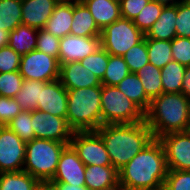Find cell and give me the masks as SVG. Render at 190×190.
Listing matches in <instances>:
<instances>
[{
	"label": "cell",
	"mask_w": 190,
	"mask_h": 190,
	"mask_svg": "<svg viewBox=\"0 0 190 190\" xmlns=\"http://www.w3.org/2000/svg\"><path fill=\"white\" fill-rule=\"evenodd\" d=\"M35 138L53 140L70 144L73 130L67 120L40 110H32V121Z\"/></svg>",
	"instance_id": "12"
},
{
	"label": "cell",
	"mask_w": 190,
	"mask_h": 190,
	"mask_svg": "<svg viewBox=\"0 0 190 190\" xmlns=\"http://www.w3.org/2000/svg\"><path fill=\"white\" fill-rule=\"evenodd\" d=\"M22 0H0V28L12 31L22 24Z\"/></svg>",
	"instance_id": "29"
},
{
	"label": "cell",
	"mask_w": 190,
	"mask_h": 190,
	"mask_svg": "<svg viewBox=\"0 0 190 190\" xmlns=\"http://www.w3.org/2000/svg\"><path fill=\"white\" fill-rule=\"evenodd\" d=\"M84 176L85 186L89 190H102L119 185V173L113 166H86Z\"/></svg>",
	"instance_id": "22"
},
{
	"label": "cell",
	"mask_w": 190,
	"mask_h": 190,
	"mask_svg": "<svg viewBox=\"0 0 190 190\" xmlns=\"http://www.w3.org/2000/svg\"><path fill=\"white\" fill-rule=\"evenodd\" d=\"M31 121L32 111H22L6 126L17 134L24 142H29L35 138Z\"/></svg>",
	"instance_id": "33"
},
{
	"label": "cell",
	"mask_w": 190,
	"mask_h": 190,
	"mask_svg": "<svg viewBox=\"0 0 190 190\" xmlns=\"http://www.w3.org/2000/svg\"><path fill=\"white\" fill-rule=\"evenodd\" d=\"M67 124L73 131H96L102 125L101 86L67 89Z\"/></svg>",
	"instance_id": "4"
},
{
	"label": "cell",
	"mask_w": 190,
	"mask_h": 190,
	"mask_svg": "<svg viewBox=\"0 0 190 190\" xmlns=\"http://www.w3.org/2000/svg\"><path fill=\"white\" fill-rule=\"evenodd\" d=\"M130 73H135L140 70L144 65L149 63L146 38L140 43L131 47L123 56Z\"/></svg>",
	"instance_id": "34"
},
{
	"label": "cell",
	"mask_w": 190,
	"mask_h": 190,
	"mask_svg": "<svg viewBox=\"0 0 190 190\" xmlns=\"http://www.w3.org/2000/svg\"><path fill=\"white\" fill-rule=\"evenodd\" d=\"M101 46L111 55L123 56L131 47L140 43L145 34L133 20L121 17L101 30Z\"/></svg>",
	"instance_id": "7"
},
{
	"label": "cell",
	"mask_w": 190,
	"mask_h": 190,
	"mask_svg": "<svg viewBox=\"0 0 190 190\" xmlns=\"http://www.w3.org/2000/svg\"><path fill=\"white\" fill-rule=\"evenodd\" d=\"M176 36L190 38V0L177 4Z\"/></svg>",
	"instance_id": "38"
},
{
	"label": "cell",
	"mask_w": 190,
	"mask_h": 190,
	"mask_svg": "<svg viewBox=\"0 0 190 190\" xmlns=\"http://www.w3.org/2000/svg\"><path fill=\"white\" fill-rule=\"evenodd\" d=\"M89 9L98 28L106 26L120 19L121 9L119 0H81Z\"/></svg>",
	"instance_id": "20"
},
{
	"label": "cell",
	"mask_w": 190,
	"mask_h": 190,
	"mask_svg": "<svg viewBox=\"0 0 190 190\" xmlns=\"http://www.w3.org/2000/svg\"><path fill=\"white\" fill-rule=\"evenodd\" d=\"M150 0H119L121 16L133 20Z\"/></svg>",
	"instance_id": "43"
},
{
	"label": "cell",
	"mask_w": 190,
	"mask_h": 190,
	"mask_svg": "<svg viewBox=\"0 0 190 190\" xmlns=\"http://www.w3.org/2000/svg\"><path fill=\"white\" fill-rule=\"evenodd\" d=\"M149 63L163 68L172 61L171 41L146 39Z\"/></svg>",
	"instance_id": "30"
},
{
	"label": "cell",
	"mask_w": 190,
	"mask_h": 190,
	"mask_svg": "<svg viewBox=\"0 0 190 190\" xmlns=\"http://www.w3.org/2000/svg\"><path fill=\"white\" fill-rule=\"evenodd\" d=\"M185 70V66L173 60L161 68L163 93H181Z\"/></svg>",
	"instance_id": "27"
},
{
	"label": "cell",
	"mask_w": 190,
	"mask_h": 190,
	"mask_svg": "<svg viewBox=\"0 0 190 190\" xmlns=\"http://www.w3.org/2000/svg\"><path fill=\"white\" fill-rule=\"evenodd\" d=\"M116 86L144 113L148 111L151 104V100L146 96L140 78L135 73H129Z\"/></svg>",
	"instance_id": "24"
},
{
	"label": "cell",
	"mask_w": 190,
	"mask_h": 190,
	"mask_svg": "<svg viewBox=\"0 0 190 190\" xmlns=\"http://www.w3.org/2000/svg\"><path fill=\"white\" fill-rule=\"evenodd\" d=\"M54 190H89L86 186L70 185L68 183H50Z\"/></svg>",
	"instance_id": "45"
},
{
	"label": "cell",
	"mask_w": 190,
	"mask_h": 190,
	"mask_svg": "<svg viewBox=\"0 0 190 190\" xmlns=\"http://www.w3.org/2000/svg\"><path fill=\"white\" fill-rule=\"evenodd\" d=\"M40 181L28 172L0 173V190H34Z\"/></svg>",
	"instance_id": "26"
},
{
	"label": "cell",
	"mask_w": 190,
	"mask_h": 190,
	"mask_svg": "<svg viewBox=\"0 0 190 190\" xmlns=\"http://www.w3.org/2000/svg\"><path fill=\"white\" fill-rule=\"evenodd\" d=\"M152 1L160 3L163 6H172V5L178 4L179 2L183 0H152Z\"/></svg>",
	"instance_id": "47"
},
{
	"label": "cell",
	"mask_w": 190,
	"mask_h": 190,
	"mask_svg": "<svg viewBox=\"0 0 190 190\" xmlns=\"http://www.w3.org/2000/svg\"><path fill=\"white\" fill-rule=\"evenodd\" d=\"M108 59L109 53L101 46L96 52L88 55L79 62L102 80L108 65Z\"/></svg>",
	"instance_id": "35"
},
{
	"label": "cell",
	"mask_w": 190,
	"mask_h": 190,
	"mask_svg": "<svg viewBox=\"0 0 190 190\" xmlns=\"http://www.w3.org/2000/svg\"><path fill=\"white\" fill-rule=\"evenodd\" d=\"M46 82L35 80H24L20 91L14 96L22 111H32L37 109L40 101V88Z\"/></svg>",
	"instance_id": "28"
},
{
	"label": "cell",
	"mask_w": 190,
	"mask_h": 190,
	"mask_svg": "<svg viewBox=\"0 0 190 190\" xmlns=\"http://www.w3.org/2000/svg\"><path fill=\"white\" fill-rule=\"evenodd\" d=\"M21 56L9 46L0 48V73L19 70Z\"/></svg>",
	"instance_id": "42"
},
{
	"label": "cell",
	"mask_w": 190,
	"mask_h": 190,
	"mask_svg": "<svg viewBox=\"0 0 190 190\" xmlns=\"http://www.w3.org/2000/svg\"><path fill=\"white\" fill-rule=\"evenodd\" d=\"M172 60L190 66V38L174 37L171 40Z\"/></svg>",
	"instance_id": "40"
},
{
	"label": "cell",
	"mask_w": 190,
	"mask_h": 190,
	"mask_svg": "<svg viewBox=\"0 0 190 190\" xmlns=\"http://www.w3.org/2000/svg\"><path fill=\"white\" fill-rule=\"evenodd\" d=\"M72 19L73 0L59 1L43 29L56 37L63 38L71 33Z\"/></svg>",
	"instance_id": "18"
},
{
	"label": "cell",
	"mask_w": 190,
	"mask_h": 190,
	"mask_svg": "<svg viewBox=\"0 0 190 190\" xmlns=\"http://www.w3.org/2000/svg\"><path fill=\"white\" fill-rule=\"evenodd\" d=\"M60 38L52 35L45 29L38 30L36 50L44 52L47 55L53 56L56 59L59 57Z\"/></svg>",
	"instance_id": "37"
},
{
	"label": "cell",
	"mask_w": 190,
	"mask_h": 190,
	"mask_svg": "<svg viewBox=\"0 0 190 190\" xmlns=\"http://www.w3.org/2000/svg\"><path fill=\"white\" fill-rule=\"evenodd\" d=\"M101 115L102 125L145 121V113L117 86H101Z\"/></svg>",
	"instance_id": "6"
},
{
	"label": "cell",
	"mask_w": 190,
	"mask_h": 190,
	"mask_svg": "<svg viewBox=\"0 0 190 190\" xmlns=\"http://www.w3.org/2000/svg\"><path fill=\"white\" fill-rule=\"evenodd\" d=\"M85 169V164L74 149L68 145L63 150L55 175L49 183H68L70 185L85 186Z\"/></svg>",
	"instance_id": "14"
},
{
	"label": "cell",
	"mask_w": 190,
	"mask_h": 190,
	"mask_svg": "<svg viewBox=\"0 0 190 190\" xmlns=\"http://www.w3.org/2000/svg\"><path fill=\"white\" fill-rule=\"evenodd\" d=\"M71 33L80 37H100L101 30L96 25L89 9L81 0H73Z\"/></svg>",
	"instance_id": "19"
},
{
	"label": "cell",
	"mask_w": 190,
	"mask_h": 190,
	"mask_svg": "<svg viewBox=\"0 0 190 190\" xmlns=\"http://www.w3.org/2000/svg\"><path fill=\"white\" fill-rule=\"evenodd\" d=\"M67 146V143L39 138L26 142L23 171L40 182H49L54 177L60 156Z\"/></svg>",
	"instance_id": "5"
},
{
	"label": "cell",
	"mask_w": 190,
	"mask_h": 190,
	"mask_svg": "<svg viewBox=\"0 0 190 190\" xmlns=\"http://www.w3.org/2000/svg\"><path fill=\"white\" fill-rule=\"evenodd\" d=\"M19 73L24 80L49 82L59 79L60 64L55 57L35 49L21 56Z\"/></svg>",
	"instance_id": "9"
},
{
	"label": "cell",
	"mask_w": 190,
	"mask_h": 190,
	"mask_svg": "<svg viewBox=\"0 0 190 190\" xmlns=\"http://www.w3.org/2000/svg\"><path fill=\"white\" fill-rule=\"evenodd\" d=\"M9 31L0 28V48L8 46Z\"/></svg>",
	"instance_id": "46"
},
{
	"label": "cell",
	"mask_w": 190,
	"mask_h": 190,
	"mask_svg": "<svg viewBox=\"0 0 190 190\" xmlns=\"http://www.w3.org/2000/svg\"><path fill=\"white\" fill-rule=\"evenodd\" d=\"M158 140L163 145L168 169L190 171V130L167 133Z\"/></svg>",
	"instance_id": "11"
},
{
	"label": "cell",
	"mask_w": 190,
	"mask_h": 190,
	"mask_svg": "<svg viewBox=\"0 0 190 190\" xmlns=\"http://www.w3.org/2000/svg\"><path fill=\"white\" fill-rule=\"evenodd\" d=\"M23 81L19 70L0 73V96L14 98L20 91Z\"/></svg>",
	"instance_id": "36"
},
{
	"label": "cell",
	"mask_w": 190,
	"mask_h": 190,
	"mask_svg": "<svg viewBox=\"0 0 190 190\" xmlns=\"http://www.w3.org/2000/svg\"><path fill=\"white\" fill-rule=\"evenodd\" d=\"M163 190H190V171L169 169Z\"/></svg>",
	"instance_id": "39"
},
{
	"label": "cell",
	"mask_w": 190,
	"mask_h": 190,
	"mask_svg": "<svg viewBox=\"0 0 190 190\" xmlns=\"http://www.w3.org/2000/svg\"><path fill=\"white\" fill-rule=\"evenodd\" d=\"M102 190H123V188L120 185H115L107 189H102Z\"/></svg>",
	"instance_id": "49"
},
{
	"label": "cell",
	"mask_w": 190,
	"mask_h": 190,
	"mask_svg": "<svg viewBox=\"0 0 190 190\" xmlns=\"http://www.w3.org/2000/svg\"><path fill=\"white\" fill-rule=\"evenodd\" d=\"M26 142L7 126H0V173L22 171Z\"/></svg>",
	"instance_id": "10"
},
{
	"label": "cell",
	"mask_w": 190,
	"mask_h": 190,
	"mask_svg": "<svg viewBox=\"0 0 190 190\" xmlns=\"http://www.w3.org/2000/svg\"><path fill=\"white\" fill-rule=\"evenodd\" d=\"M130 73L122 56L109 54L108 65L101 80L102 85L116 86Z\"/></svg>",
	"instance_id": "31"
},
{
	"label": "cell",
	"mask_w": 190,
	"mask_h": 190,
	"mask_svg": "<svg viewBox=\"0 0 190 190\" xmlns=\"http://www.w3.org/2000/svg\"><path fill=\"white\" fill-rule=\"evenodd\" d=\"M38 29L20 24L9 33L8 46L23 56L36 49Z\"/></svg>",
	"instance_id": "23"
},
{
	"label": "cell",
	"mask_w": 190,
	"mask_h": 190,
	"mask_svg": "<svg viewBox=\"0 0 190 190\" xmlns=\"http://www.w3.org/2000/svg\"><path fill=\"white\" fill-rule=\"evenodd\" d=\"M145 122L154 139L190 130V100L183 93H162L151 101Z\"/></svg>",
	"instance_id": "3"
},
{
	"label": "cell",
	"mask_w": 190,
	"mask_h": 190,
	"mask_svg": "<svg viewBox=\"0 0 190 190\" xmlns=\"http://www.w3.org/2000/svg\"><path fill=\"white\" fill-rule=\"evenodd\" d=\"M168 170L163 145L154 139L118 171L119 185L123 190H163Z\"/></svg>",
	"instance_id": "1"
},
{
	"label": "cell",
	"mask_w": 190,
	"mask_h": 190,
	"mask_svg": "<svg viewBox=\"0 0 190 190\" xmlns=\"http://www.w3.org/2000/svg\"><path fill=\"white\" fill-rule=\"evenodd\" d=\"M135 74L140 78L146 96L151 101L163 93L160 68L148 63Z\"/></svg>",
	"instance_id": "25"
},
{
	"label": "cell",
	"mask_w": 190,
	"mask_h": 190,
	"mask_svg": "<svg viewBox=\"0 0 190 190\" xmlns=\"http://www.w3.org/2000/svg\"><path fill=\"white\" fill-rule=\"evenodd\" d=\"M96 132L104 141L112 166L119 171L154 140L145 121L134 124H104Z\"/></svg>",
	"instance_id": "2"
},
{
	"label": "cell",
	"mask_w": 190,
	"mask_h": 190,
	"mask_svg": "<svg viewBox=\"0 0 190 190\" xmlns=\"http://www.w3.org/2000/svg\"><path fill=\"white\" fill-rule=\"evenodd\" d=\"M101 47V37L66 35L60 38L59 64L79 62Z\"/></svg>",
	"instance_id": "13"
},
{
	"label": "cell",
	"mask_w": 190,
	"mask_h": 190,
	"mask_svg": "<svg viewBox=\"0 0 190 190\" xmlns=\"http://www.w3.org/2000/svg\"><path fill=\"white\" fill-rule=\"evenodd\" d=\"M163 5L155 1L150 0L149 3L139 12V14L133 19L134 24L144 34L152 27V25L159 18Z\"/></svg>",
	"instance_id": "32"
},
{
	"label": "cell",
	"mask_w": 190,
	"mask_h": 190,
	"mask_svg": "<svg viewBox=\"0 0 190 190\" xmlns=\"http://www.w3.org/2000/svg\"><path fill=\"white\" fill-rule=\"evenodd\" d=\"M67 101V89L61 84V81L59 79L49 81L43 88H40L37 110L66 119Z\"/></svg>",
	"instance_id": "15"
},
{
	"label": "cell",
	"mask_w": 190,
	"mask_h": 190,
	"mask_svg": "<svg viewBox=\"0 0 190 190\" xmlns=\"http://www.w3.org/2000/svg\"><path fill=\"white\" fill-rule=\"evenodd\" d=\"M176 18L177 4L172 6H164L157 21L145 34V38L171 41L174 37H176Z\"/></svg>",
	"instance_id": "21"
},
{
	"label": "cell",
	"mask_w": 190,
	"mask_h": 190,
	"mask_svg": "<svg viewBox=\"0 0 190 190\" xmlns=\"http://www.w3.org/2000/svg\"><path fill=\"white\" fill-rule=\"evenodd\" d=\"M59 80L66 89L102 86L101 80L80 62L61 64Z\"/></svg>",
	"instance_id": "16"
},
{
	"label": "cell",
	"mask_w": 190,
	"mask_h": 190,
	"mask_svg": "<svg viewBox=\"0 0 190 190\" xmlns=\"http://www.w3.org/2000/svg\"><path fill=\"white\" fill-rule=\"evenodd\" d=\"M34 190H54L49 182H40Z\"/></svg>",
	"instance_id": "48"
},
{
	"label": "cell",
	"mask_w": 190,
	"mask_h": 190,
	"mask_svg": "<svg viewBox=\"0 0 190 190\" xmlns=\"http://www.w3.org/2000/svg\"><path fill=\"white\" fill-rule=\"evenodd\" d=\"M181 93L190 100V66L186 67L184 78L182 80Z\"/></svg>",
	"instance_id": "44"
},
{
	"label": "cell",
	"mask_w": 190,
	"mask_h": 190,
	"mask_svg": "<svg viewBox=\"0 0 190 190\" xmlns=\"http://www.w3.org/2000/svg\"><path fill=\"white\" fill-rule=\"evenodd\" d=\"M22 109L14 98L0 96V126H6Z\"/></svg>",
	"instance_id": "41"
},
{
	"label": "cell",
	"mask_w": 190,
	"mask_h": 190,
	"mask_svg": "<svg viewBox=\"0 0 190 190\" xmlns=\"http://www.w3.org/2000/svg\"><path fill=\"white\" fill-rule=\"evenodd\" d=\"M59 0H22V24L43 29Z\"/></svg>",
	"instance_id": "17"
},
{
	"label": "cell",
	"mask_w": 190,
	"mask_h": 190,
	"mask_svg": "<svg viewBox=\"0 0 190 190\" xmlns=\"http://www.w3.org/2000/svg\"><path fill=\"white\" fill-rule=\"evenodd\" d=\"M69 145L85 166H112L104 141L96 131H74Z\"/></svg>",
	"instance_id": "8"
}]
</instances>
